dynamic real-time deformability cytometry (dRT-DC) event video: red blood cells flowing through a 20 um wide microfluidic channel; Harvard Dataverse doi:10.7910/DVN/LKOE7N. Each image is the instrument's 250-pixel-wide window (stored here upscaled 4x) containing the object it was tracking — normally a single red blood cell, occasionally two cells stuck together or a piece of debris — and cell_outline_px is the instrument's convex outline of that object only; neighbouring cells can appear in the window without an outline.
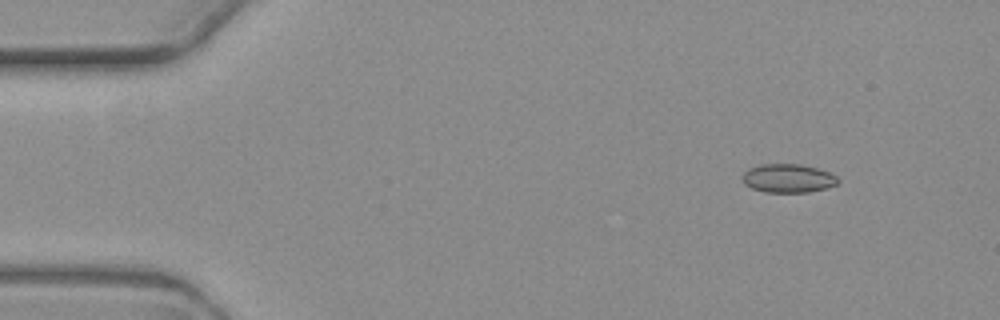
{"species": "common noctule bat (a hibernating species)", "species_latin": "Nyctalus noctula", "temperature_condition": "warm", "stored_images_in_passage": 5, "camera_frame_rate_fps": 3000, "um_per_image_px": 0.085, "animal": {"sex": "female", "body_mass_g": 19.3, "forearm_length_mm": 54.1}, "frame": {"image": 1, "passage_image": 1, "time_ms": 0.0, "image_size_px": [1000, 320], "cell_outline_px": [[840, 180], [836, 184], [828, 188], [808, 192], [764, 192], [752, 188], [744, 184], [740, 176], [748, 168], [760, 164], [800, 164], [816, 168], [828, 172], [836, 176]], "centroid_in_image_um": [66.95, 15.15], "position_along_channel_um": 18.1, "area_um2": 16.07}}
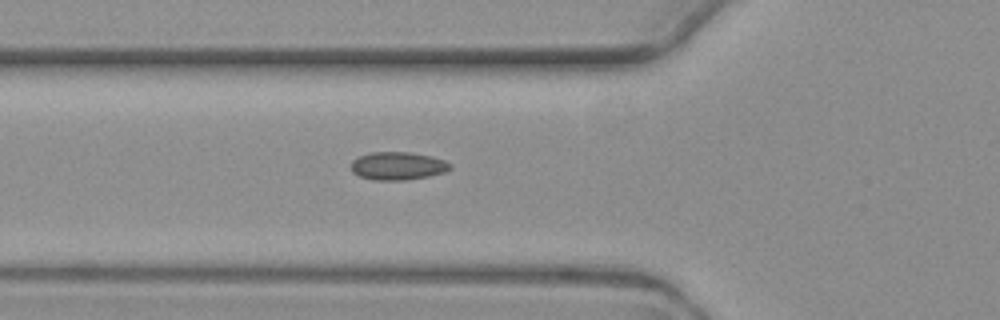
{"frame": {"image": 2, "passage_image": 5, "time_ms": 4.667, "image_size_px": [1000, 320], "cell_outline_px": [[452, 168], [444, 172], [428, 176], [408, 180], [372, 180], [360, 176], [352, 172], [352, 160], [360, 156], [372, 152], [408, 152], [432, 156], [444, 160], [452, 164]], "centroid_in_image_um": [33.83, 14.1], "position_along_channel_um": 92.0, "area_um2": 16.18}}